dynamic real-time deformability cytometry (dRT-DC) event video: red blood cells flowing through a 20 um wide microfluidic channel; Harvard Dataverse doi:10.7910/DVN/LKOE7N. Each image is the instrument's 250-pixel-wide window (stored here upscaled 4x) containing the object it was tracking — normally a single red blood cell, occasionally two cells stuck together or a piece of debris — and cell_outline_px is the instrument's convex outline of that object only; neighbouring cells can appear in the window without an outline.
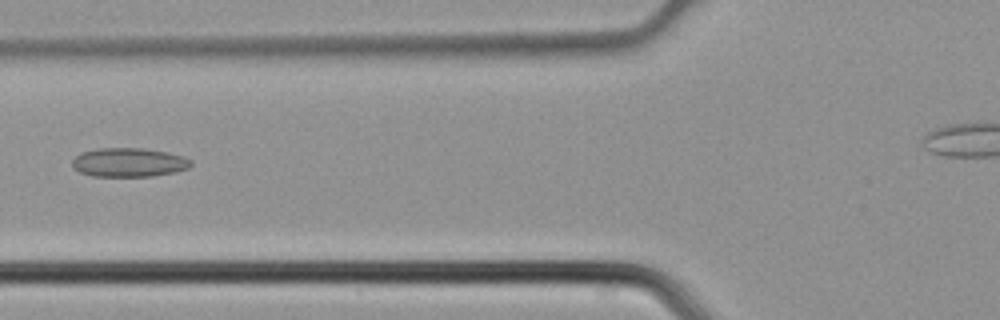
{"species": "common noctule bat (a hibernating species)", "species_latin": "Nyctalus noctula", "temperature_condition": "cold", "stored_images_in_passage": 5, "camera_frame_rate_fps": 3000, "um_per_image_px": 0.085, "animal": {"sex": "male", "body_mass_g": 21.5, "forearm_length_mm": 52.0}, "frame": {"image": 1, "passage_image": 5, "time_ms": 1.333, "image_size_px": [1000, 320], "cell_outline_px": [[192, 164], [188, 168], [172, 172], [152, 176], [92, 176], [80, 172], [72, 164], [72, 160], [80, 152], [100, 148], [144, 148], [168, 152], [184, 156], [192, 160]], "centroid_in_image_um": [10.97, 13.79], "position_along_channel_um": 114.8, "area_um2": 20.0}}